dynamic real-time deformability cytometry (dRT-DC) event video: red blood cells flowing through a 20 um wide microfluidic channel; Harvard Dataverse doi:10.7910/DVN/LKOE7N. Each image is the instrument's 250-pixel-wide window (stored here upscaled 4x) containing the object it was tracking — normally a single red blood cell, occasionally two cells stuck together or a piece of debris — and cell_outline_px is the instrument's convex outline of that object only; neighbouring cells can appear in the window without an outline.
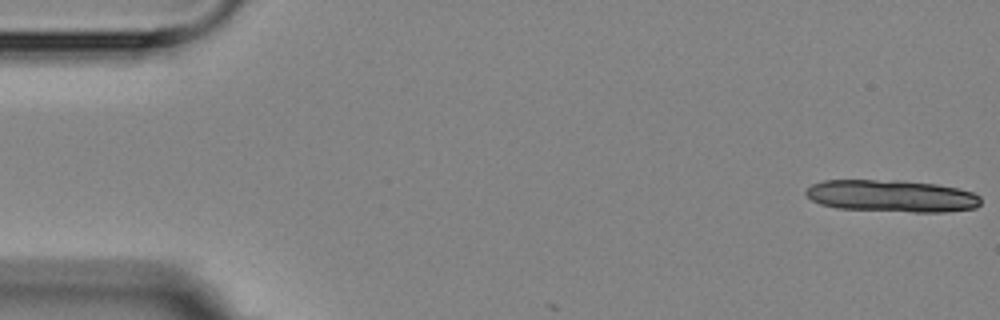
{"species": "Egyptian fruit bat (a non-hibernating species)", "species_latin": "Rousettus aegyptiacus", "temperature_condition": "room temperature", "stored_images_in_passage": 3, "camera_frame_rate_fps": 3000, "um_per_image_px": 0.085, "animal": {"sex": "female"}, "frame": {"image": 1, "passage_image": 1, "time_ms": 0.0, "image_size_px": [1000, 320], "cell_outline_px": [[980, 204], [976, 208], [944, 212], [912, 212], [836, 208], [820, 204], [812, 200], [804, 192], [812, 184], [824, 180], [900, 180], [936, 184], [956, 188], [972, 192], [980, 196]], "centroid_in_image_um": [75.79, 16.66], "position_along_channel_um": 9.2, "area_um2": 32.77}}